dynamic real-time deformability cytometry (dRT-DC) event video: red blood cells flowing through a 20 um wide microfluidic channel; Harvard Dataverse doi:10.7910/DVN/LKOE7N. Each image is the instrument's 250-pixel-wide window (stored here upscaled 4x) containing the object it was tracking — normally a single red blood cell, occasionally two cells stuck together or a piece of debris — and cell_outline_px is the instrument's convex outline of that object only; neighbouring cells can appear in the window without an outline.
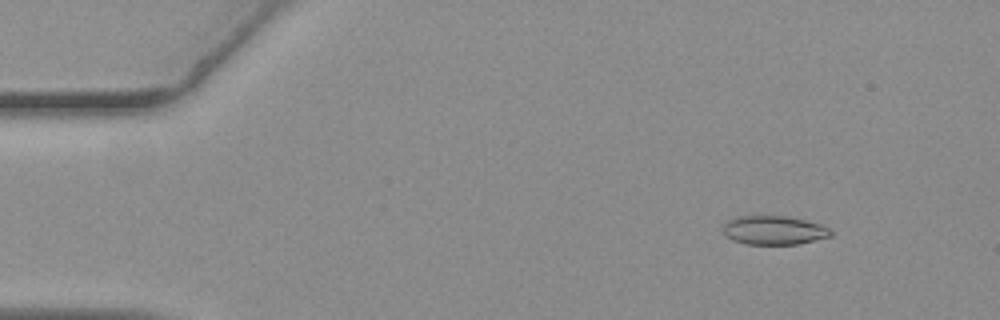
{"species": "common noctule bat (a hibernating species)", "species_latin": "Nyctalus noctula", "temperature_condition": "warm", "stored_images_in_passage": 57, "camera_frame_rate_fps": 3000, "um_per_image_px": 0.085, "animal": {"sex": "female", "body_mass_g": 19.3, "forearm_length_mm": 54.1}, "frame": {"image": 1, "passage_image": 7, "time_ms": 2.0, "image_size_px": [1000, 320], "cell_outline_px": [[832, 236], [796, 244], [744, 244], [732, 240], [724, 236], [724, 224], [728, 220], [736, 216], [788, 216], [820, 224], [828, 228], [832, 232]], "centroid_in_image_um": [65.75, 19.57], "position_along_channel_um": 19.3, "area_um2": 18.09}}
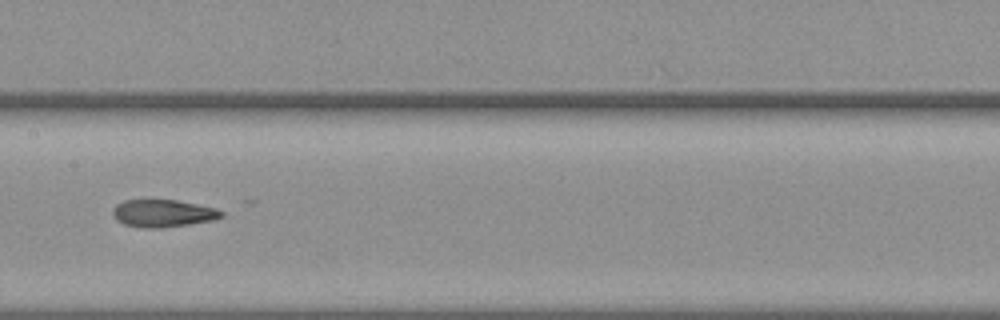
{"frame": {"image": 2, "passage_image": 29, "time_ms": 9.333, "image_size_px": [1000, 320], "cell_outline_px": [[224, 216], [212, 220], [188, 224], [160, 228], [144, 228], [124, 224], [116, 220], [112, 216], [112, 208], [116, 204], [124, 200], [176, 200], [216, 208], [224, 212]], "centroid_in_image_um": [13.82, 18.13], "position_along_channel_um": 193.6, "area_um2": 17.4}}
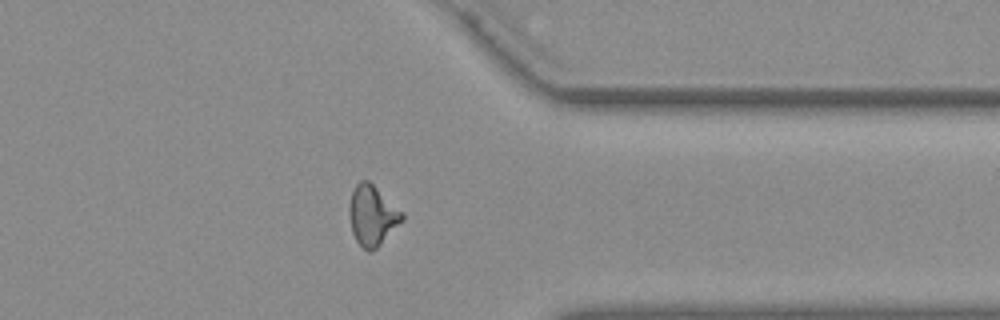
{"frame": {"image": 3, "passage_image": 45, "time_ms": 14.667, "image_size_px": [1000, 320], "cell_outline_px": [[404, 220], [372, 252], [368, 252], [356, 240], [352, 232], [348, 212], [348, 208], [352, 192], [356, 184], [360, 180], [368, 180], [404, 216]], "centroid_in_image_um": [31.6, 18.34], "position_along_channel_um": 379.8, "area_um2": 18.03}, "authors_computed_cell_mechanics": {"area_um2": 18.0336, "velocity_mm_per_s": 3.6507, "shape_relaxation_time_tau1_ms": null, "shape_relaxation_time_tau2_ms": 2.4521, "deformation_change_tau1": null, "deformation_change_tau2": 0.0933}}